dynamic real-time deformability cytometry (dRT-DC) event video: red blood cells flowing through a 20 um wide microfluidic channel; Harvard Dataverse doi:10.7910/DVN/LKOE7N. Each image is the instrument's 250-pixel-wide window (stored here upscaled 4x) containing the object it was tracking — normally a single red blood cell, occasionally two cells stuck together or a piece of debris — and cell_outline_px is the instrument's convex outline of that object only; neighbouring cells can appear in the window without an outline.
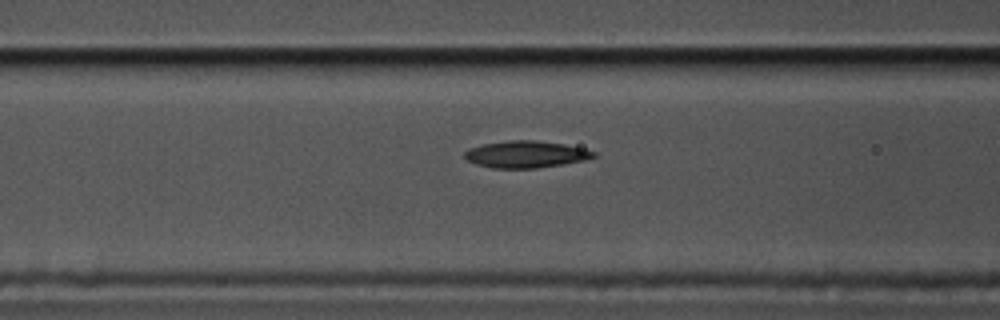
{"species": "common noctule bat (a hibernating species)", "species_latin": "Nyctalus noctula", "temperature_condition": "cold", "stored_images_in_passage": 16, "camera_frame_rate_fps": 3000, "um_per_image_px": 0.085, "animal": {"sex": "male", "body_mass_g": 17.5, "forearm_length_mm": 52.3}, "frame": {"image": 1, "passage_image": 14, "time_ms": 4.333, "image_size_px": [1000, 320], "cell_outline_px": [[596, 156], [584, 160], [536, 168], [492, 168], [476, 164], [468, 160], [464, 156], [464, 152], [468, 148], [484, 144], [512, 140], [536, 140], [564, 144], [584, 148], [596, 152]], "centroid_in_image_um": [44.69, 13.11], "position_along_channel_um": 121.9, "area_um2": 20.06}}